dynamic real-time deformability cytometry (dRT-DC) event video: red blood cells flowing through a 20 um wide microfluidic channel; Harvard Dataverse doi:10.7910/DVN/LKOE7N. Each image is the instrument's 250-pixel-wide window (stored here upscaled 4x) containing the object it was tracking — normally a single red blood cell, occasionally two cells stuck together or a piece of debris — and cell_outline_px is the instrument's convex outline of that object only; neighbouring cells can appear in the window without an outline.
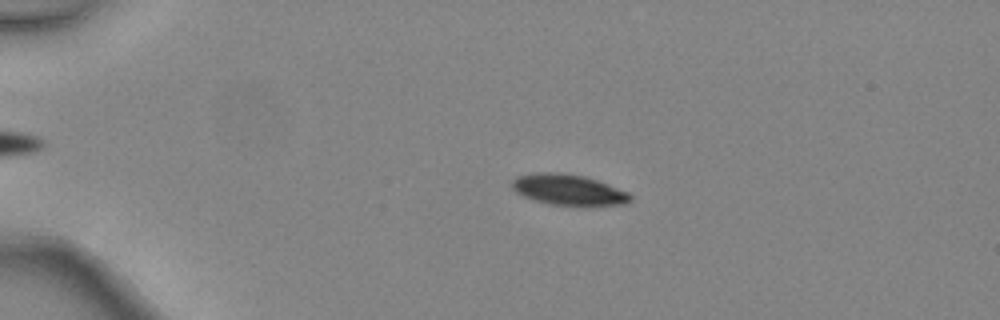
{"species": "common noctule bat (a hibernating species)", "species_latin": "Nyctalus noctula", "temperature_condition": "warm", "stored_images_in_passage": 5, "camera_frame_rate_fps": 3000, "um_per_image_px": 0.085, "animal": {"sex": "female", "body_mass_g": 24.6, "forearm_length_mm": 56.2}, "frame": {"image": 1, "passage_image": 4, "time_ms": 1.0, "image_size_px": [1000, 320], "cell_outline_px": [[632, 200], [628, 204], [588, 208], [580, 208], [548, 204], [524, 196], [516, 192], [512, 188], [512, 180], [516, 176], [532, 172], [560, 172], [584, 176], [608, 184], [628, 192], [632, 196]], "centroid_in_image_um": [48.37, 16.17], "position_along_channel_um": 36.6, "area_um2": 22.2}}